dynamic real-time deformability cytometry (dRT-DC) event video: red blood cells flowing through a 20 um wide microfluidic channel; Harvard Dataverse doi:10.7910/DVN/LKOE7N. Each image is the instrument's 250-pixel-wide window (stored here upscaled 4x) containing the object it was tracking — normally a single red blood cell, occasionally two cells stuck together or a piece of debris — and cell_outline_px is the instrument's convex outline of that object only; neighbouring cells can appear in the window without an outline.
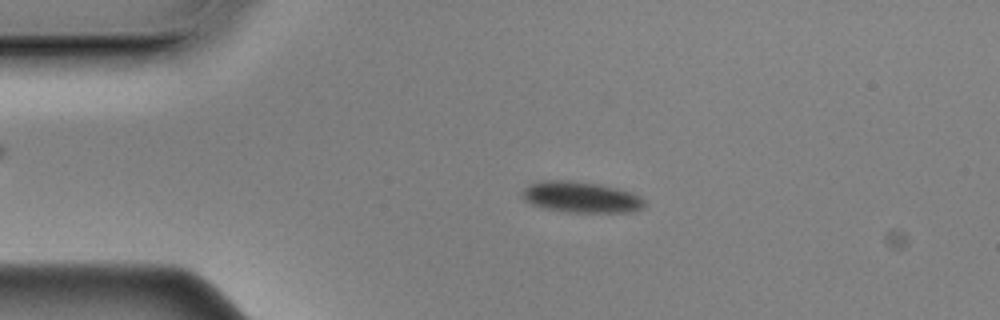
{"species": "Egyptian fruit bat (a non-hibernating species)", "species_latin": "Rousettus aegyptiacus", "temperature_condition": "cold", "stored_images_in_passage": 52, "camera_frame_rate_fps": 3000, "um_per_image_px": 0.085, "animal": {"sex": "male"}, "frame": {"image": 1, "passage_image": 7, "time_ms": 2.0, "image_size_px": [1000, 320], "cell_outline_px": [[644, 208], [632, 212], [564, 212], [544, 208], [532, 204], [524, 200], [520, 196], [520, 192], [528, 184], [544, 180], [568, 180], [600, 184], [632, 192], [640, 196], [644, 200]], "centroid_in_image_um": [49.36, 16.75], "position_along_channel_um": 35.6, "area_um2": 22.37}}
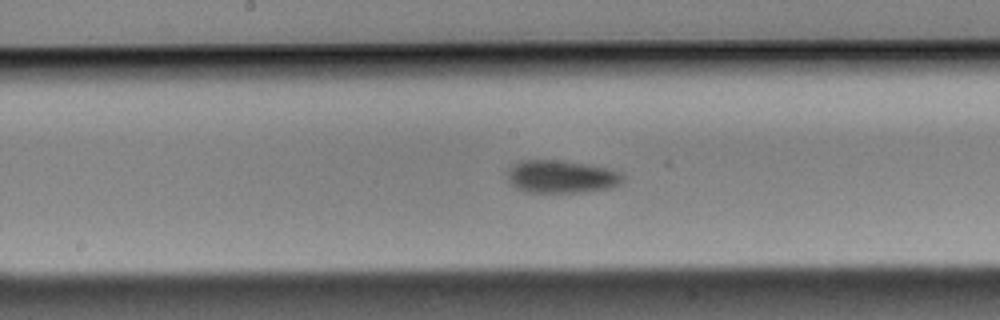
{"frame": {"image": 2, "passage_image": 24, "time_ms": 7.667, "image_size_px": [1000, 320], "cell_outline_px": [[628, 180], [612, 188], [584, 192], [524, 192], [516, 188], [508, 180], [508, 168], [512, 164], [520, 160], [560, 160], [612, 168], [624, 172]], "centroid_in_image_um": [47.81, 15.01], "position_along_channel_um": 200.4, "area_um2": 22.72}}
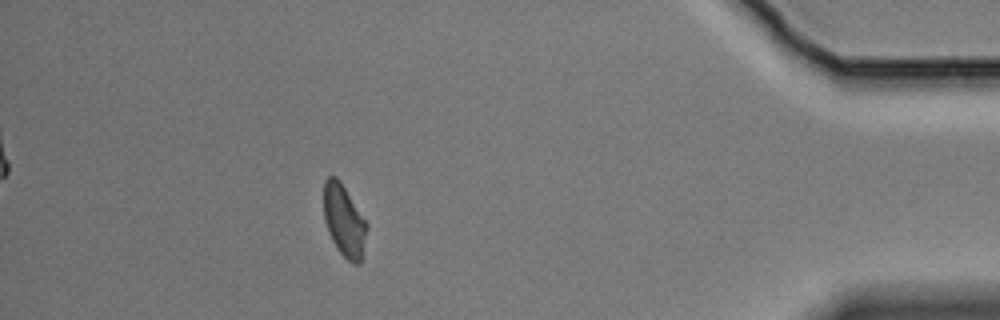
{"frame": {"image": 3, "passage_image": 46, "time_ms": 15.0, "image_size_px": [1000, 320], "cell_outline_px": [[368, 224], [360, 264], [352, 264], [336, 248], [328, 232], [324, 220], [324, 180], [328, 176], [336, 176], [340, 180]], "centroid_in_image_um": [29.23, 18.74], "position_along_channel_um": 406.0, "area_um2": 18.03}, "authors_computed_cell_mechanics": {"area_um2": 21.4438, "velocity_mm_per_s": 3.4924, "shape_relaxation_time_tau1_ms": 1.4198, "shape_relaxation_time_tau2_ms": null, "deformation_change_tau1": 0.0649, "deformation_change_tau2": null}}